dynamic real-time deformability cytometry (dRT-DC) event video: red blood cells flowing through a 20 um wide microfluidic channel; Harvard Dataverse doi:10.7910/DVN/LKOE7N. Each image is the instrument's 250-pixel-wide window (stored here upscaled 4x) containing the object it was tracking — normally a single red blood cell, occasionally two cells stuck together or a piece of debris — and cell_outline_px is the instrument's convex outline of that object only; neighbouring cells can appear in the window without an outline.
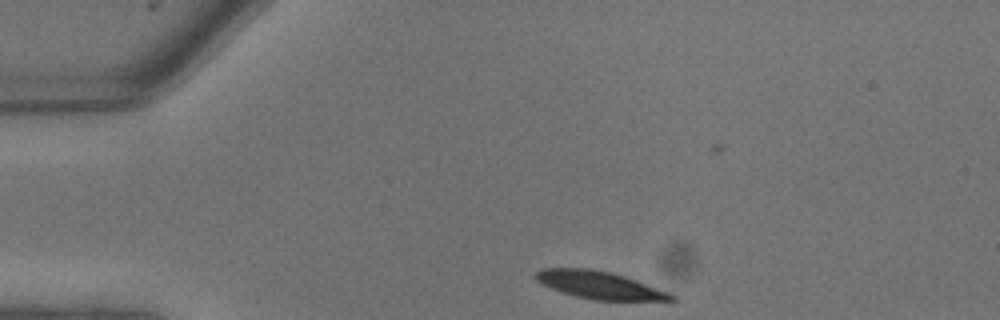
{"species": "common noctule bat (a hibernating species)", "species_latin": "Nyctalus noctula", "temperature_condition": "warm", "stored_images_in_passage": 6, "camera_frame_rate_fps": 3000, "um_per_image_px": 0.085, "animal": {"sex": "male", "body_mass_g": 13.3}, "frame": {"image": 1, "passage_image": 1, "time_ms": 0.0, "image_size_px": [1000, 320], "cell_outline_px": [[680, 300], [592, 300], [576, 296], [552, 288], [536, 280], [532, 276], [536, 272], [544, 268], [592, 268], [612, 272], [672, 292]], "centroid_in_image_um": [51.02, 24.22], "position_along_channel_um": 34.0, "area_um2": 21.85}}
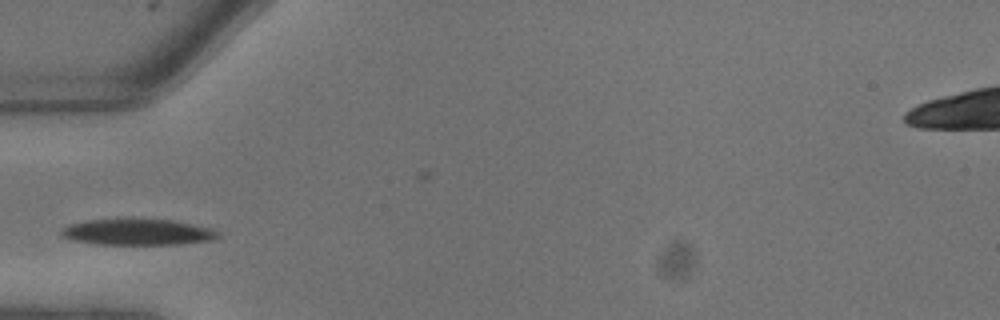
{"frame": {"image": 2, "passage_image": 4, "time_ms": 1.0, "image_size_px": [1000, 320], "cell_outline_px": [[220, 236], [212, 240], [180, 244], [92, 244], [72, 240], [60, 236], [60, 232], [64, 228], [72, 224], [88, 220], [172, 220], [192, 224], [208, 228], [216, 232]], "centroid_in_image_um": [11.66, 19.75], "position_along_channel_um": 73.3, "area_um2": 23.29}}